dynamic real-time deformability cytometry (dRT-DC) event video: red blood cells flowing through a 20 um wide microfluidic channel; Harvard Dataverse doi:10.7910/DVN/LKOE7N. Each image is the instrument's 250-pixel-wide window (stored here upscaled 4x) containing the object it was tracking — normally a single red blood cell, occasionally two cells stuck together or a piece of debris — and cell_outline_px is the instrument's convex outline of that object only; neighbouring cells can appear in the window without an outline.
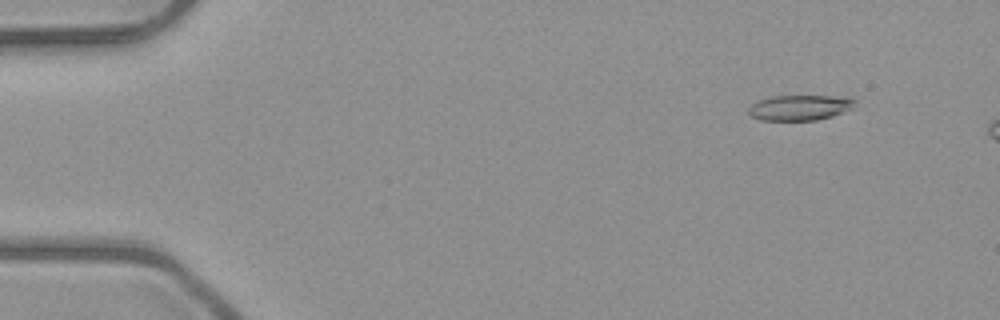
{"species": "common noctule bat (a hibernating species)", "species_latin": "Nyctalus noctula", "temperature_condition": "room temperature", "stored_images_in_passage": 4, "camera_frame_rate_fps": 3000, "um_per_image_px": 0.085, "animal": {"sex": "male", "body_mass_g": 23.1, "forearm_length_mm": 52.7}, "frame": {"image": 1, "passage_image": 2, "time_ms": 1.333, "image_size_px": [1000, 320], "cell_outline_px": [[856, 100], [852, 108], [832, 116], [816, 120], [760, 120], [752, 116], [748, 112], [748, 108], [756, 100], [772, 96], [852, 96]], "centroid_in_image_um": [67.99, 9.13], "position_along_channel_um": 17.0, "area_um2": 15.84}}